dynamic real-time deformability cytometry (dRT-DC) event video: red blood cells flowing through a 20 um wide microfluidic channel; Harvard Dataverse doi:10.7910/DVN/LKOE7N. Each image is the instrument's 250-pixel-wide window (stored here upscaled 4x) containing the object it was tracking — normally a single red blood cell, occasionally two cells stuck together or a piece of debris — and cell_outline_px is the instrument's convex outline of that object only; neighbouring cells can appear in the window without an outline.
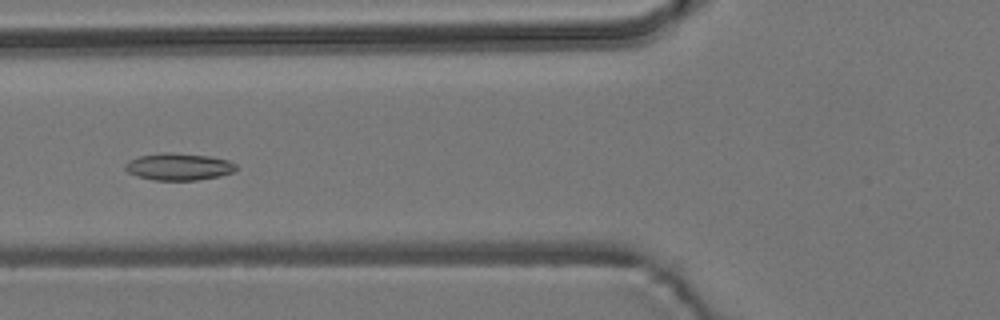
{"species": "common noctule bat (a hibernating species)", "species_latin": "Nyctalus noctula", "temperature_condition": "room temperature", "stored_images_in_passage": 47, "camera_frame_rate_fps": 3000, "um_per_image_px": 0.085, "animal": {"sex": "male", "body_mass_g": 19.2, "forearm_length_mm": 51.8}, "frame": {"image": 1, "passage_image": 13, "time_ms": 4.0, "image_size_px": [1000, 320], "cell_outline_px": [[236, 168], [232, 172], [220, 176], [196, 180], [152, 180], [136, 176], [128, 172], [124, 168], [124, 164], [128, 160], [140, 156], [164, 152], [172, 152], [208, 156], [228, 160], [236, 164]], "centroid_in_image_um": [15.15, 14.17], "position_along_channel_um": 110.7, "area_um2": 17.51}}
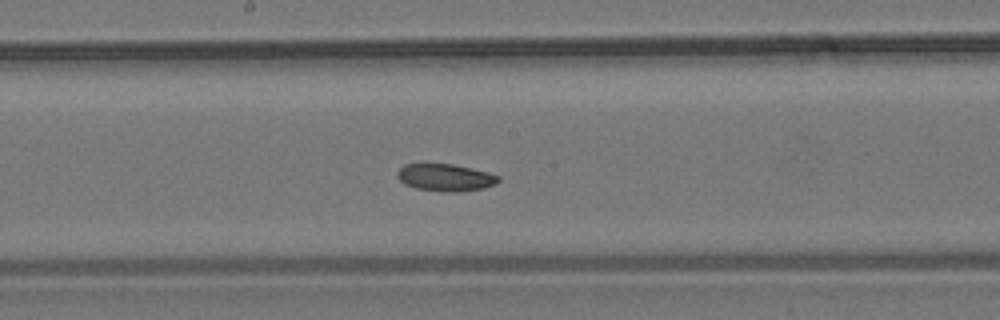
{"frame": {"image": 2, "passage_image": 21, "time_ms": 6.667, "image_size_px": [1000, 320], "cell_outline_px": [[500, 180], [496, 184], [484, 188], [456, 192], [448, 192], [416, 188], [404, 184], [396, 176], [396, 172], [404, 164], [424, 160], [452, 164], [488, 172], [500, 176]], "centroid_in_image_um": [37.79, 15.03], "position_along_channel_um": 210.4, "area_um2": 16.7}}
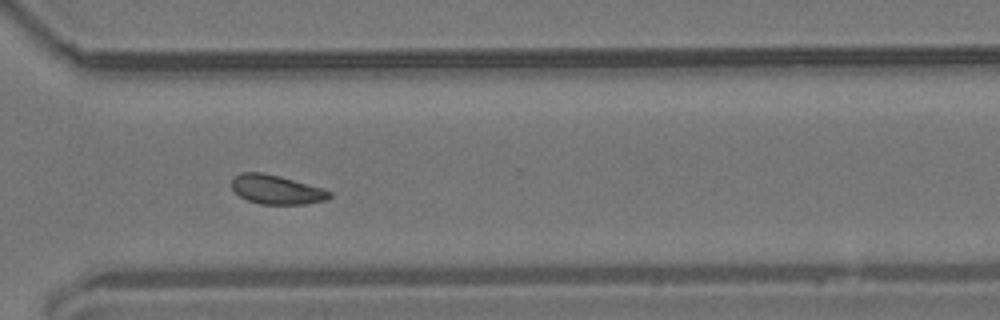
{"frame": {"image": 3, "passage_image": 32, "time_ms": 10.333, "image_size_px": [1000, 320], "cell_outline_px": [[332, 196], [328, 200], [304, 204], [260, 204], [248, 200], [240, 196], [232, 188], [232, 176], [240, 172], [260, 172], [280, 176], [324, 188], [332, 192]], "centroid_in_image_um": [23.52, 16.11], "position_along_channel_um": 347.1, "area_um2": 16.76}, "authors_computed_cell_mechanics": {"area_um2": 16.7042, "velocity_mm_per_s": 3.7365, "shape_relaxation_time_tau1_ms": 5.1272, "shape_relaxation_time_tau2_ms": 8.7175, "deformation_change_tau1": 0.0898, "deformation_change_tau2": 0.1423}}